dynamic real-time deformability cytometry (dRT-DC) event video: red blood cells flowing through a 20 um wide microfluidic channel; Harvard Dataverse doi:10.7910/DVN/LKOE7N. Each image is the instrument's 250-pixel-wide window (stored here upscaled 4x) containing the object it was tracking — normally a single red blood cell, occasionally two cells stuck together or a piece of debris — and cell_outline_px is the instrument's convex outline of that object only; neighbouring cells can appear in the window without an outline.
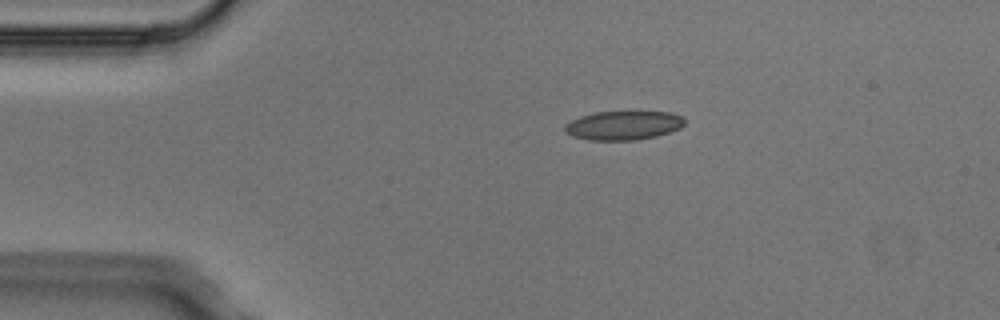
{"species": "Egyptian fruit bat (a non-hibernating species)", "species_latin": "Rousettus aegyptiacus", "temperature_condition": "cold", "stored_images_in_passage": 4, "camera_frame_rate_fps": 3000, "um_per_image_px": 0.085, "animal": {"sex": "male"}, "frame": {"image": 1, "passage_image": 4, "time_ms": 1.0, "image_size_px": [1000, 320], "cell_outline_px": [[684, 124], [680, 128], [656, 136], [636, 140], [588, 140], [572, 136], [564, 132], [564, 124], [580, 116], [596, 112], [632, 108], [636, 108], [672, 112], [684, 116]], "centroid_in_image_um": [53.02, 10.59], "position_along_channel_um": 32.0, "area_um2": 21.44}}